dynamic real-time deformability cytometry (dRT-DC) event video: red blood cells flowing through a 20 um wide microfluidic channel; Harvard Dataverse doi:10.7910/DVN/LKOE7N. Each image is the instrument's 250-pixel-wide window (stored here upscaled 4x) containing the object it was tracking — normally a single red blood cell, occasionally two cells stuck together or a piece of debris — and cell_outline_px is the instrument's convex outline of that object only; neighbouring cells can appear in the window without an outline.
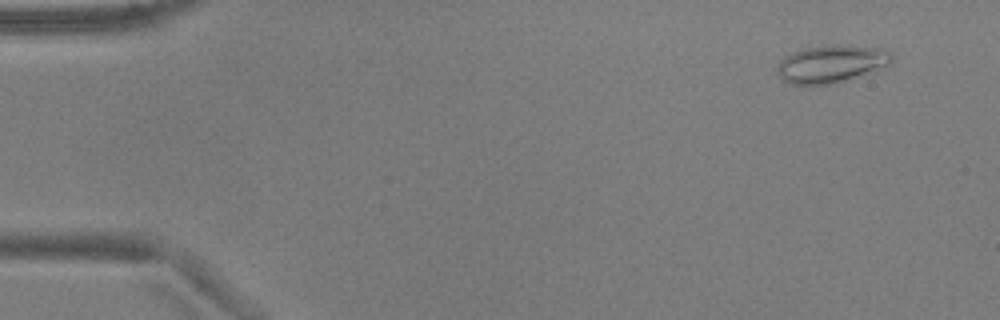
{"species": "common noctule bat (a hibernating species)", "species_latin": "Nyctalus noctula", "temperature_condition": "warm", "stored_images_in_passage": 5, "camera_frame_rate_fps": 3000, "um_per_image_px": 0.085, "animal": {"sex": "male", "body_mass_g": 17.9, "forearm_length_mm": 54.2}, "frame": {"image": 1, "passage_image": 2, "time_ms": 0.333, "image_size_px": [1000, 320], "cell_outline_px": [[892, 60], [888, 64], [832, 84], [792, 84], [784, 80], [776, 72], [780, 60], [784, 56], [792, 52], [808, 48], [884, 48], [892, 52]], "centroid_in_image_um": [70.58, 5.47], "position_along_channel_um": 14.4, "area_um2": 23.41}}
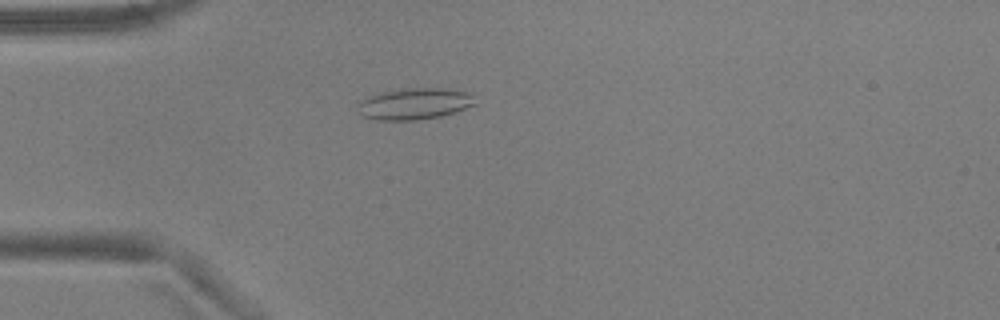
{"frame": {"image": 2, "passage_image": 5, "time_ms": 1.333, "image_size_px": [1000, 320], "cell_outline_px": [[476, 104], [440, 116], [416, 120], [376, 120], [360, 116], [356, 112], [356, 104], [360, 100], [368, 96], [384, 92], [404, 88], [444, 88], [468, 92], [472, 96]], "centroid_in_image_um": [35.13, 8.82], "position_along_channel_um": 49.9, "area_um2": 21.56}}